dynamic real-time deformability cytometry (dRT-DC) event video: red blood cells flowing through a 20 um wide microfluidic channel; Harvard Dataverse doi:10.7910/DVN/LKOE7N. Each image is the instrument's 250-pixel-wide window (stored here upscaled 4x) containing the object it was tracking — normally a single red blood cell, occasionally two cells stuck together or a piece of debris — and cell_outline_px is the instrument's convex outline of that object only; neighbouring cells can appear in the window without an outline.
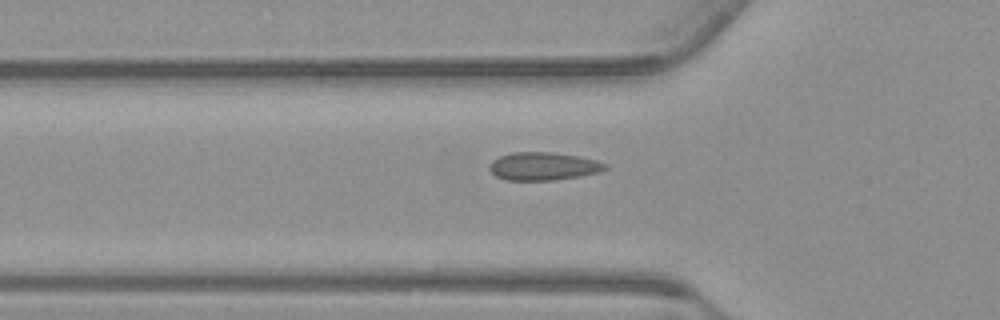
{"species": "common noctule bat (a hibernating species)", "species_latin": "Nyctalus noctula", "temperature_condition": "warm", "stored_images_in_passage": 51, "camera_frame_rate_fps": 3000, "um_per_image_px": 0.085, "animal": {"sex": "male", "body_mass_g": 23.1, "forearm_length_mm": 52.7}, "frame": {"image": 1, "passage_image": 18, "time_ms": 5.667, "image_size_px": [1000, 320], "cell_outline_px": [[608, 168], [600, 172], [580, 176], [552, 180], [504, 180], [496, 176], [488, 168], [488, 164], [492, 160], [500, 156], [512, 152], [552, 152], [580, 156], [596, 160], [608, 164]], "centroid_in_image_um": [46.18, 14.12], "position_along_channel_um": 79.6, "area_um2": 19.07}}
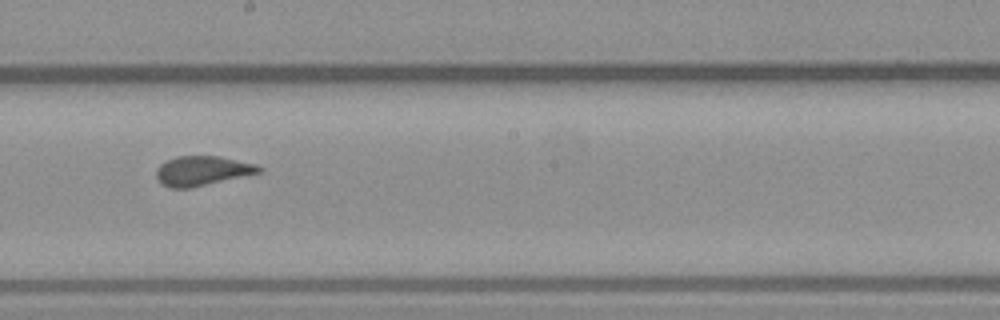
{"frame": {"image": 2, "passage_image": 30, "time_ms": 9.667, "image_size_px": [1000, 320], "cell_outline_px": [[264, 168], [260, 172], [188, 188], [168, 188], [156, 180], [156, 168], [160, 164], [176, 156], [220, 156], [256, 164]], "centroid_in_image_um": [17.14, 14.51], "position_along_channel_um": 231.1, "area_um2": 17.57}}
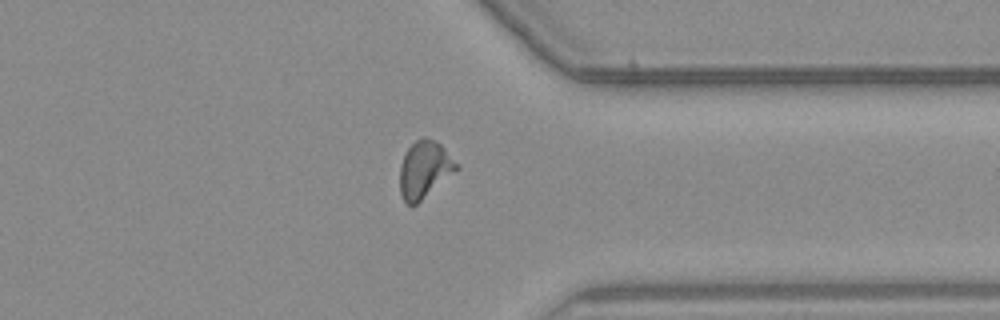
{"frame": {"image": 3, "passage_image": 42, "time_ms": 13.667, "image_size_px": [1000, 320], "cell_outline_px": [[460, 168], [412, 208], [404, 200], [400, 192], [400, 164], [408, 148], [416, 140], [424, 136], [436, 140], [444, 148]], "centroid_in_image_um": [36.07, 14.42], "position_along_channel_um": 375.3, "area_um2": 18.79}}